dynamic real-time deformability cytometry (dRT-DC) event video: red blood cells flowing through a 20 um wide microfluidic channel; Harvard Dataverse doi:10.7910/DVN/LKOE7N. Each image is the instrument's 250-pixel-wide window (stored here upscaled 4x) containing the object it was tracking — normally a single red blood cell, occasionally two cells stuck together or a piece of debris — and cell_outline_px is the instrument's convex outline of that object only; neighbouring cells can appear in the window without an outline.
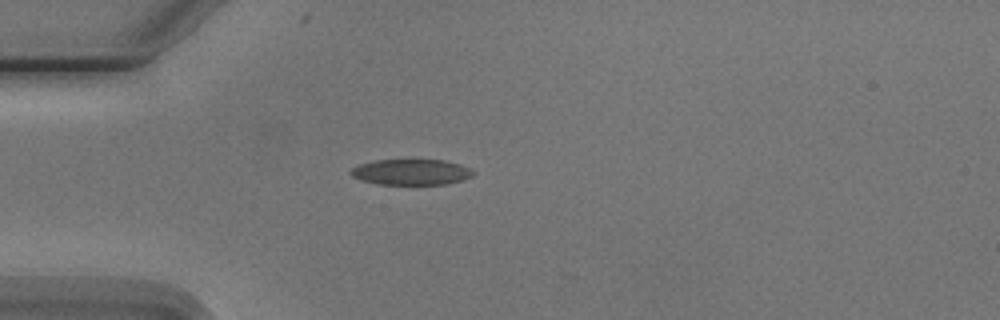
{"species": "Egyptian fruit bat (a non-hibernating species)", "species_latin": "Rousettus aegyptiacus", "temperature_condition": "cold", "stored_images_in_passage": 3, "camera_frame_rate_fps": 3000, "um_per_image_px": 0.085, "animal": {"sex": "male"}, "frame": {"image": 1, "passage_image": 3, "time_ms": 3.333, "image_size_px": [1000, 320], "cell_outline_px": [[476, 172], [472, 176], [464, 180], [444, 184], [376, 184], [360, 180], [352, 176], [348, 172], [352, 168], [360, 164], [376, 160], [444, 160], [460, 164]], "centroid_in_image_um": [34.94, 14.63], "position_along_channel_um": 50.1, "area_um2": 18.38}}